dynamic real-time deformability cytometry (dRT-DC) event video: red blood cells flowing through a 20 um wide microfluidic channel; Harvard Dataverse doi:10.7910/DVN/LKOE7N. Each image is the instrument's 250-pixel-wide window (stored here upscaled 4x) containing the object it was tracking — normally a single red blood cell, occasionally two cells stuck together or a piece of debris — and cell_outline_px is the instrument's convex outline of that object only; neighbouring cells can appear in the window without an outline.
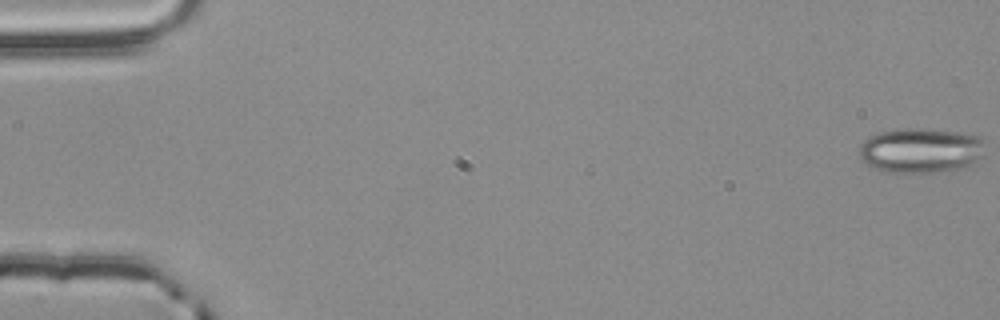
{"species": "common noctule bat (a hibernating species)", "species_latin": "Nyctalus noctula", "temperature_condition": "room temperature", "stored_images_in_passage": 55, "camera_frame_rate_fps": 3000, "um_per_image_px": 0.085, "animal": {"sex": "male", "body_mass_g": 20.4}, "frame": {"image": 1, "passage_image": 1, "time_ms": 0.0, "image_size_px": [1000, 320], "cell_outline_px": [[984, 144], [980, 156], [968, 168], [944, 172], [884, 172], [860, 160], [860, 144], [868, 136], [880, 132], [908, 128], [924, 128], [956, 132], [980, 136], [984, 140]], "centroid_in_image_um": [78.27, 12.79], "position_along_channel_um": 6.7, "area_um2": 33.12}}
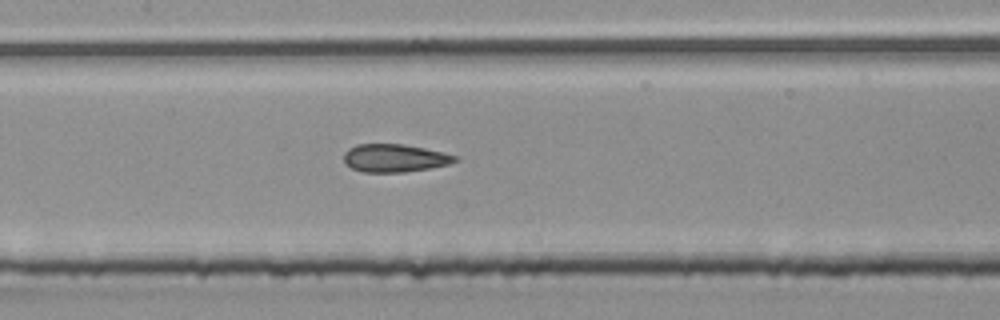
{"frame": {"image": 2, "passage_image": 27, "time_ms": 8.667, "image_size_px": [1000, 320], "cell_outline_px": [[460, 160], [448, 164], [428, 168], [404, 172], [364, 172], [352, 168], [344, 164], [344, 152], [348, 148], [356, 144], [404, 144], [444, 152], [460, 156]], "centroid_in_image_um": [33.55, 13.43], "position_along_channel_um": 173.8, "area_um2": 18.26}}
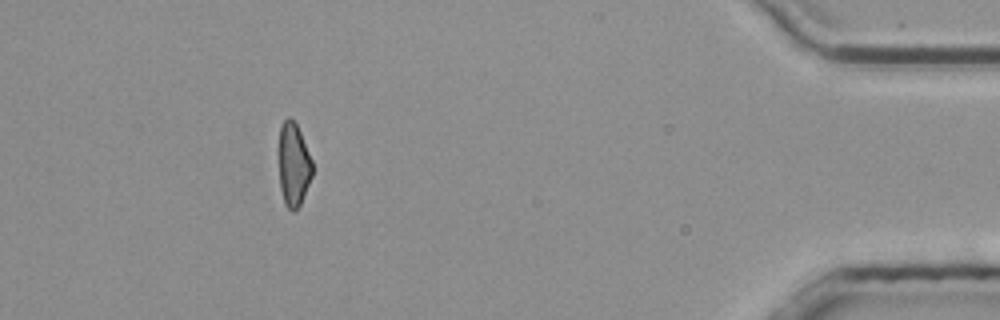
{"frame": {"image": 3, "passage_image": 50, "time_ms": 16.333, "image_size_px": [1000, 320], "cell_outline_px": [[312, 176], [300, 204], [296, 212], [292, 212], [284, 204], [280, 188], [276, 152], [280, 128], [284, 120], [288, 116], [296, 124], [300, 132], [312, 160]], "centroid_in_image_um": [24.89, 14.0], "position_along_channel_um": 410.3, "area_um2": 16.88}, "authors_computed_cell_mechanics": {"area_um2": 18.4382, "velocity_mm_per_s": 3.8664, "shape_relaxation_time_tau1_ms": null, "shape_relaxation_time_tau2_ms": 1.699, "deformation_change_tau1": null, "deformation_change_tau2": 0.1052}}